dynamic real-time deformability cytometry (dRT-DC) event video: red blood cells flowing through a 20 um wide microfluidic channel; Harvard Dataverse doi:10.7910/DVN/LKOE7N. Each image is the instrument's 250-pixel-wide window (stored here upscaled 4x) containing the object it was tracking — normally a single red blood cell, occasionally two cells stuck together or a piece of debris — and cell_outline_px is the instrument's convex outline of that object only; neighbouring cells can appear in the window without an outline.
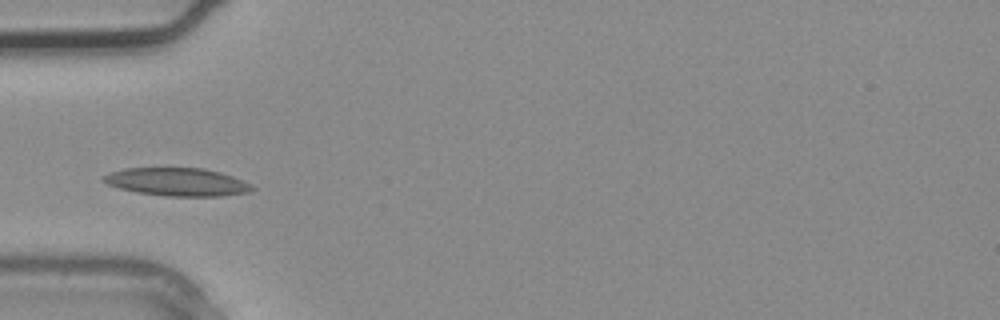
{"species": "common noctule bat (a hibernating species)", "species_latin": "Nyctalus noctula", "temperature_condition": "warm", "stored_images_in_passage": 2, "camera_frame_rate_fps": 3000, "um_per_image_px": 0.085, "animal": {"sex": "male", "body_mass_g": 20.4}, "frame": {"image": 1, "passage_image": 2, "time_ms": 0.333, "image_size_px": [1000, 320], "cell_outline_px": [[256, 188], [248, 192], [220, 196], [168, 196], [136, 192], [120, 188], [108, 184], [100, 180], [104, 176], [112, 172], [124, 168], [204, 168], [220, 172], [232, 176], [252, 184]], "centroid_in_image_um": [15.08, 15.46], "position_along_channel_um": 69.9, "area_um2": 24.16}}